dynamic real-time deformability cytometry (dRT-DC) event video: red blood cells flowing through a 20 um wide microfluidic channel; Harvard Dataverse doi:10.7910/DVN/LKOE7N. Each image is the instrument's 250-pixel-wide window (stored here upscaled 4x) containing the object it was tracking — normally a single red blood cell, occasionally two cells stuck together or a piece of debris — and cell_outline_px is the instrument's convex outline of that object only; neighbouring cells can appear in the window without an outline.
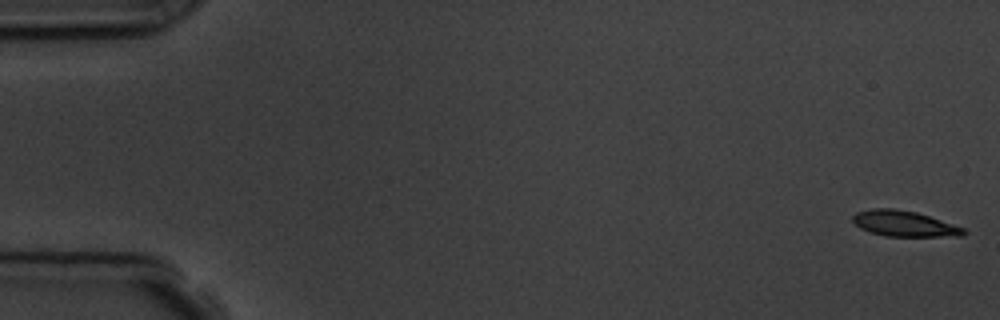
{"species": "common noctule bat (a hibernating species)", "species_latin": "Nyctalus noctula", "temperature_condition": "room temperature", "stored_images_in_passage": 6, "camera_frame_rate_fps": 3000, "um_per_image_px": 0.085, "animal": {"sex": "male", "body_mass_g": 19.5, "forearm_length_mm": 54.6}, "frame": {"image": 1, "passage_image": 1, "time_ms": 0.0, "image_size_px": [1000, 320], "cell_outline_px": [[968, 232], [964, 236], [884, 236], [860, 228], [852, 220], [852, 216], [856, 212], [872, 208], [892, 208], [916, 212], [964, 228]], "centroid_in_image_um": [76.85, 19.01], "position_along_channel_um": 8.2, "area_um2": 16.47}}
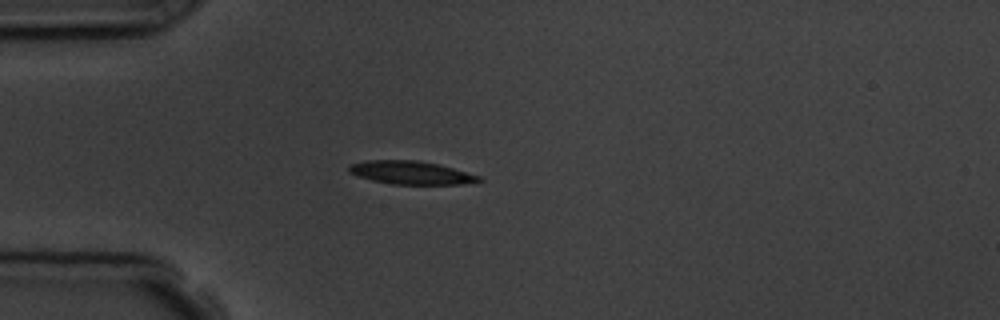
{"frame": {"image": 2, "passage_image": 5, "time_ms": 4.667, "image_size_px": [1000, 320], "cell_outline_px": [[484, 180], [464, 184], [392, 184], [372, 180], [356, 176], [348, 172], [348, 164], [364, 160], [416, 160], [440, 164], [480, 176]], "centroid_in_image_um": [34.89, 14.67], "position_along_channel_um": 50.1, "area_um2": 17.74}}